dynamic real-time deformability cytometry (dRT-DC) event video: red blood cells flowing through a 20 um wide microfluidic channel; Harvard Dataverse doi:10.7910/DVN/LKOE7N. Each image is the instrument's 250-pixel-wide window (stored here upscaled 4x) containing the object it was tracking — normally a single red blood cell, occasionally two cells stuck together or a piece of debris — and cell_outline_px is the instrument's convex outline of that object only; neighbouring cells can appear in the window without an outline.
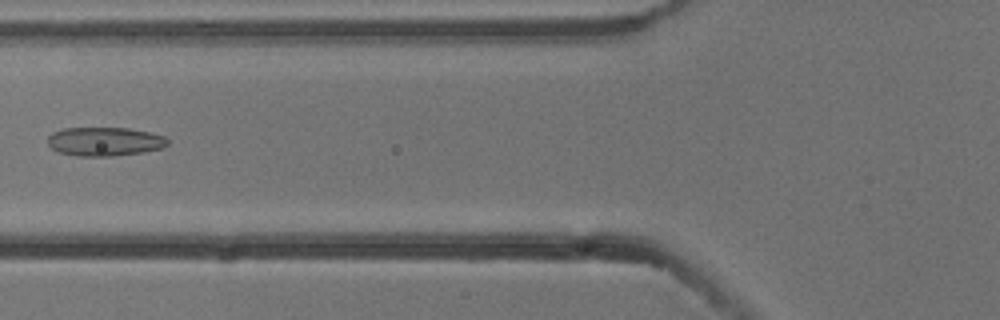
{"species": "common noctule bat (a hibernating species)", "species_latin": "Nyctalus noctula", "temperature_condition": "cold", "stored_images_in_passage": 5, "camera_frame_rate_fps": 3000, "um_per_image_px": 0.085, "animal": {"sex": "male", "body_mass_g": 13.3}, "frame": {"image": 1, "passage_image": 5, "time_ms": 1.333, "image_size_px": [1000, 320], "cell_outline_px": [[168, 144], [164, 148], [144, 152], [112, 156], [76, 156], [60, 152], [52, 148], [48, 144], [48, 136], [52, 132], [64, 128], [128, 128], [148, 132], [164, 136], [168, 140]], "centroid_in_image_um": [8.9, 12.03], "position_along_channel_um": 116.9, "area_um2": 20.17}}